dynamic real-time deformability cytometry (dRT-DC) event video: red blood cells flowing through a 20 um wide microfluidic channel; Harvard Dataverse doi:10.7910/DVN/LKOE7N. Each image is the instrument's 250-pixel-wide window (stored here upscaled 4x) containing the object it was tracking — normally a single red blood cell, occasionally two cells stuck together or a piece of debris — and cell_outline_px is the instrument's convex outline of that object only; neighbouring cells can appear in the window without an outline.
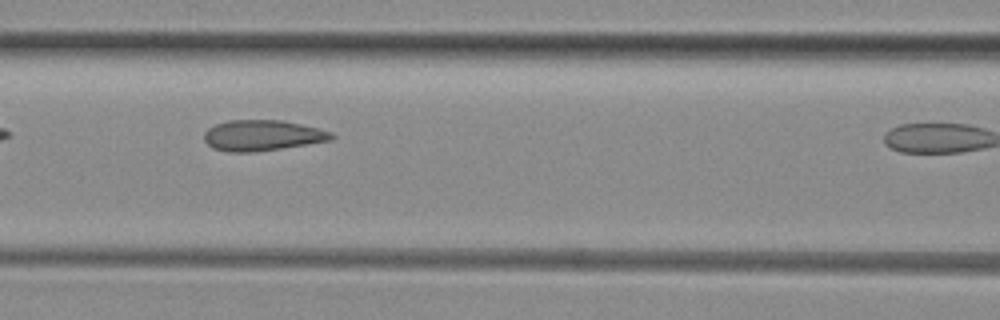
{"species": "common noctule bat (a hibernating species)", "species_latin": "Nyctalus noctula", "temperature_condition": "room temperature", "stored_images_in_passage": 17, "camera_frame_rate_fps": 3000, "um_per_image_px": 0.085, "animal": {"sex": "female", "body_mass_g": 29.2, "forearm_length_mm": 56.3}, "frame": {"image": 1, "passage_image": 6, "time_ms": 1.667, "image_size_px": [1000, 320], "cell_outline_px": [[336, 136], [332, 140], [308, 144], [252, 152], [228, 152], [212, 148], [204, 140], [204, 132], [208, 128], [216, 124], [228, 120], [280, 120], [300, 124], [332, 132]], "centroid_in_image_um": [22.28, 11.51], "position_along_channel_um": 144.3, "area_um2": 22.72}}
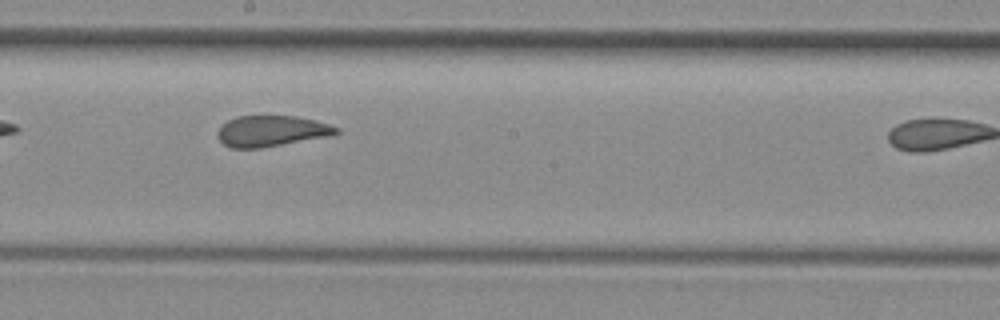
{"frame": {"image": 2, "passage_image": 12, "time_ms": 3.667, "image_size_px": [1000, 320], "cell_outline_px": [[340, 132], [332, 136], [260, 148], [232, 148], [224, 144], [216, 136], [216, 132], [228, 120], [236, 116], [296, 116], [316, 120], [340, 128]], "centroid_in_image_um": [23.1, 11.14], "position_along_channel_um": 225.1, "area_um2": 21.5}}
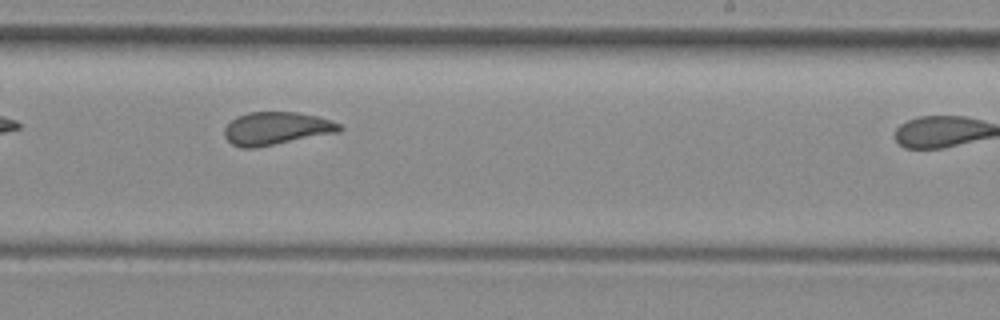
{"frame": {"image": 3, "passage_image": 15, "time_ms": 4.667, "image_size_px": [1000, 320], "cell_outline_px": [[344, 128], [340, 132], [256, 148], [244, 148], [232, 144], [224, 136], [224, 128], [236, 116], [248, 112], [300, 112], [316, 116], [340, 124]], "centroid_in_image_um": [23.49, 10.92], "position_along_channel_um": 265.5, "area_um2": 22.14}}